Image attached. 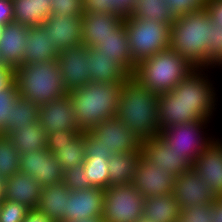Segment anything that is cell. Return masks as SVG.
Listing matches in <instances>:
<instances>
[{
  "instance_id": "obj_22",
  "label": "cell",
  "mask_w": 222,
  "mask_h": 222,
  "mask_svg": "<svg viewBox=\"0 0 222 222\" xmlns=\"http://www.w3.org/2000/svg\"><path fill=\"white\" fill-rule=\"evenodd\" d=\"M41 185L20 171L4 179L3 198L36 209L41 197Z\"/></svg>"
},
{
  "instance_id": "obj_23",
  "label": "cell",
  "mask_w": 222,
  "mask_h": 222,
  "mask_svg": "<svg viewBox=\"0 0 222 222\" xmlns=\"http://www.w3.org/2000/svg\"><path fill=\"white\" fill-rule=\"evenodd\" d=\"M100 54L112 58L118 62L130 75L136 69V63L132 60L129 39L123 21L110 36L102 40V44L95 47Z\"/></svg>"
},
{
  "instance_id": "obj_50",
  "label": "cell",
  "mask_w": 222,
  "mask_h": 222,
  "mask_svg": "<svg viewBox=\"0 0 222 222\" xmlns=\"http://www.w3.org/2000/svg\"><path fill=\"white\" fill-rule=\"evenodd\" d=\"M213 222H222V197H216L212 203Z\"/></svg>"
},
{
  "instance_id": "obj_10",
  "label": "cell",
  "mask_w": 222,
  "mask_h": 222,
  "mask_svg": "<svg viewBox=\"0 0 222 222\" xmlns=\"http://www.w3.org/2000/svg\"><path fill=\"white\" fill-rule=\"evenodd\" d=\"M86 133L97 146H103L112 155L120 152H142V141L134 131L128 130L127 125L117 116L97 123Z\"/></svg>"
},
{
  "instance_id": "obj_31",
  "label": "cell",
  "mask_w": 222,
  "mask_h": 222,
  "mask_svg": "<svg viewBox=\"0 0 222 222\" xmlns=\"http://www.w3.org/2000/svg\"><path fill=\"white\" fill-rule=\"evenodd\" d=\"M40 107L23 98H19L11 108L10 119L7 120L6 129L1 135H8L12 130L32 126L39 121Z\"/></svg>"
},
{
  "instance_id": "obj_30",
  "label": "cell",
  "mask_w": 222,
  "mask_h": 222,
  "mask_svg": "<svg viewBox=\"0 0 222 222\" xmlns=\"http://www.w3.org/2000/svg\"><path fill=\"white\" fill-rule=\"evenodd\" d=\"M7 136L19 155L46 148L47 134L39 121L23 129L12 130Z\"/></svg>"
},
{
  "instance_id": "obj_11",
  "label": "cell",
  "mask_w": 222,
  "mask_h": 222,
  "mask_svg": "<svg viewBox=\"0 0 222 222\" xmlns=\"http://www.w3.org/2000/svg\"><path fill=\"white\" fill-rule=\"evenodd\" d=\"M19 171L34 178L42 188L63 182L61 163L47 148L21 154Z\"/></svg>"
},
{
  "instance_id": "obj_5",
  "label": "cell",
  "mask_w": 222,
  "mask_h": 222,
  "mask_svg": "<svg viewBox=\"0 0 222 222\" xmlns=\"http://www.w3.org/2000/svg\"><path fill=\"white\" fill-rule=\"evenodd\" d=\"M14 82L19 96L39 107L68 94L57 60L20 65L14 69Z\"/></svg>"
},
{
  "instance_id": "obj_44",
  "label": "cell",
  "mask_w": 222,
  "mask_h": 222,
  "mask_svg": "<svg viewBox=\"0 0 222 222\" xmlns=\"http://www.w3.org/2000/svg\"><path fill=\"white\" fill-rule=\"evenodd\" d=\"M174 16L195 12L202 9L205 0H166Z\"/></svg>"
},
{
  "instance_id": "obj_2",
  "label": "cell",
  "mask_w": 222,
  "mask_h": 222,
  "mask_svg": "<svg viewBox=\"0 0 222 222\" xmlns=\"http://www.w3.org/2000/svg\"><path fill=\"white\" fill-rule=\"evenodd\" d=\"M117 117L141 141L158 137V94L130 75L121 88Z\"/></svg>"
},
{
  "instance_id": "obj_1",
  "label": "cell",
  "mask_w": 222,
  "mask_h": 222,
  "mask_svg": "<svg viewBox=\"0 0 222 222\" xmlns=\"http://www.w3.org/2000/svg\"><path fill=\"white\" fill-rule=\"evenodd\" d=\"M207 73L209 69L196 68L173 90L158 95L160 131L180 123L213 120L219 96Z\"/></svg>"
},
{
  "instance_id": "obj_33",
  "label": "cell",
  "mask_w": 222,
  "mask_h": 222,
  "mask_svg": "<svg viewBox=\"0 0 222 222\" xmlns=\"http://www.w3.org/2000/svg\"><path fill=\"white\" fill-rule=\"evenodd\" d=\"M52 154L61 163L63 171L82 165L86 158L85 132H81L70 144L56 147Z\"/></svg>"
},
{
  "instance_id": "obj_9",
  "label": "cell",
  "mask_w": 222,
  "mask_h": 222,
  "mask_svg": "<svg viewBox=\"0 0 222 222\" xmlns=\"http://www.w3.org/2000/svg\"><path fill=\"white\" fill-rule=\"evenodd\" d=\"M145 197L128 183L105 189L102 219L104 222H136L143 216Z\"/></svg>"
},
{
  "instance_id": "obj_19",
  "label": "cell",
  "mask_w": 222,
  "mask_h": 222,
  "mask_svg": "<svg viewBox=\"0 0 222 222\" xmlns=\"http://www.w3.org/2000/svg\"><path fill=\"white\" fill-rule=\"evenodd\" d=\"M217 197H222V140L219 136L204 149L192 164Z\"/></svg>"
},
{
  "instance_id": "obj_29",
  "label": "cell",
  "mask_w": 222,
  "mask_h": 222,
  "mask_svg": "<svg viewBox=\"0 0 222 222\" xmlns=\"http://www.w3.org/2000/svg\"><path fill=\"white\" fill-rule=\"evenodd\" d=\"M142 152H120L108 160L109 186L132 183Z\"/></svg>"
},
{
  "instance_id": "obj_46",
  "label": "cell",
  "mask_w": 222,
  "mask_h": 222,
  "mask_svg": "<svg viewBox=\"0 0 222 222\" xmlns=\"http://www.w3.org/2000/svg\"><path fill=\"white\" fill-rule=\"evenodd\" d=\"M86 157H111V152L103 146H97L96 142L85 132Z\"/></svg>"
},
{
  "instance_id": "obj_27",
  "label": "cell",
  "mask_w": 222,
  "mask_h": 222,
  "mask_svg": "<svg viewBox=\"0 0 222 222\" xmlns=\"http://www.w3.org/2000/svg\"><path fill=\"white\" fill-rule=\"evenodd\" d=\"M181 208L173 193L145 198L143 217L151 222H177Z\"/></svg>"
},
{
  "instance_id": "obj_41",
  "label": "cell",
  "mask_w": 222,
  "mask_h": 222,
  "mask_svg": "<svg viewBox=\"0 0 222 222\" xmlns=\"http://www.w3.org/2000/svg\"><path fill=\"white\" fill-rule=\"evenodd\" d=\"M83 164L64 171L63 183L69 190L80 191L92 185L87 181Z\"/></svg>"
},
{
  "instance_id": "obj_35",
  "label": "cell",
  "mask_w": 222,
  "mask_h": 222,
  "mask_svg": "<svg viewBox=\"0 0 222 222\" xmlns=\"http://www.w3.org/2000/svg\"><path fill=\"white\" fill-rule=\"evenodd\" d=\"M110 157H86L83 163L87 181L98 188L109 187L108 160Z\"/></svg>"
},
{
  "instance_id": "obj_49",
  "label": "cell",
  "mask_w": 222,
  "mask_h": 222,
  "mask_svg": "<svg viewBox=\"0 0 222 222\" xmlns=\"http://www.w3.org/2000/svg\"><path fill=\"white\" fill-rule=\"evenodd\" d=\"M23 222H53L44 212L36 209H30Z\"/></svg>"
},
{
  "instance_id": "obj_39",
  "label": "cell",
  "mask_w": 222,
  "mask_h": 222,
  "mask_svg": "<svg viewBox=\"0 0 222 222\" xmlns=\"http://www.w3.org/2000/svg\"><path fill=\"white\" fill-rule=\"evenodd\" d=\"M30 208L25 204L2 199L0 206V222H23Z\"/></svg>"
},
{
  "instance_id": "obj_4",
  "label": "cell",
  "mask_w": 222,
  "mask_h": 222,
  "mask_svg": "<svg viewBox=\"0 0 222 222\" xmlns=\"http://www.w3.org/2000/svg\"><path fill=\"white\" fill-rule=\"evenodd\" d=\"M122 86L123 83L90 82L68 92L82 132L93 129L103 120L117 116Z\"/></svg>"
},
{
  "instance_id": "obj_52",
  "label": "cell",
  "mask_w": 222,
  "mask_h": 222,
  "mask_svg": "<svg viewBox=\"0 0 222 222\" xmlns=\"http://www.w3.org/2000/svg\"><path fill=\"white\" fill-rule=\"evenodd\" d=\"M4 180L0 178V198H3Z\"/></svg>"
},
{
  "instance_id": "obj_54",
  "label": "cell",
  "mask_w": 222,
  "mask_h": 222,
  "mask_svg": "<svg viewBox=\"0 0 222 222\" xmlns=\"http://www.w3.org/2000/svg\"><path fill=\"white\" fill-rule=\"evenodd\" d=\"M3 30H4V25H0V37L2 36Z\"/></svg>"
},
{
  "instance_id": "obj_28",
  "label": "cell",
  "mask_w": 222,
  "mask_h": 222,
  "mask_svg": "<svg viewBox=\"0 0 222 222\" xmlns=\"http://www.w3.org/2000/svg\"><path fill=\"white\" fill-rule=\"evenodd\" d=\"M14 22L26 27L42 25L52 14L51 0H12Z\"/></svg>"
},
{
  "instance_id": "obj_34",
  "label": "cell",
  "mask_w": 222,
  "mask_h": 222,
  "mask_svg": "<svg viewBox=\"0 0 222 222\" xmlns=\"http://www.w3.org/2000/svg\"><path fill=\"white\" fill-rule=\"evenodd\" d=\"M136 0H82L84 12L118 14L126 18L132 14Z\"/></svg>"
},
{
  "instance_id": "obj_21",
  "label": "cell",
  "mask_w": 222,
  "mask_h": 222,
  "mask_svg": "<svg viewBox=\"0 0 222 222\" xmlns=\"http://www.w3.org/2000/svg\"><path fill=\"white\" fill-rule=\"evenodd\" d=\"M124 21L118 14L84 12L82 15V42L86 47H96Z\"/></svg>"
},
{
  "instance_id": "obj_48",
  "label": "cell",
  "mask_w": 222,
  "mask_h": 222,
  "mask_svg": "<svg viewBox=\"0 0 222 222\" xmlns=\"http://www.w3.org/2000/svg\"><path fill=\"white\" fill-rule=\"evenodd\" d=\"M14 83V69L0 64V91L9 88Z\"/></svg>"
},
{
  "instance_id": "obj_53",
  "label": "cell",
  "mask_w": 222,
  "mask_h": 222,
  "mask_svg": "<svg viewBox=\"0 0 222 222\" xmlns=\"http://www.w3.org/2000/svg\"><path fill=\"white\" fill-rule=\"evenodd\" d=\"M136 222H151V221L142 216Z\"/></svg>"
},
{
  "instance_id": "obj_43",
  "label": "cell",
  "mask_w": 222,
  "mask_h": 222,
  "mask_svg": "<svg viewBox=\"0 0 222 222\" xmlns=\"http://www.w3.org/2000/svg\"><path fill=\"white\" fill-rule=\"evenodd\" d=\"M82 131H55L47 134L46 148L53 152L56 147L70 144Z\"/></svg>"
},
{
  "instance_id": "obj_40",
  "label": "cell",
  "mask_w": 222,
  "mask_h": 222,
  "mask_svg": "<svg viewBox=\"0 0 222 222\" xmlns=\"http://www.w3.org/2000/svg\"><path fill=\"white\" fill-rule=\"evenodd\" d=\"M177 222H213L212 204L182 208Z\"/></svg>"
},
{
  "instance_id": "obj_32",
  "label": "cell",
  "mask_w": 222,
  "mask_h": 222,
  "mask_svg": "<svg viewBox=\"0 0 222 222\" xmlns=\"http://www.w3.org/2000/svg\"><path fill=\"white\" fill-rule=\"evenodd\" d=\"M130 16L161 23H172L175 19L166 0H136V6Z\"/></svg>"
},
{
  "instance_id": "obj_47",
  "label": "cell",
  "mask_w": 222,
  "mask_h": 222,
  "mask_svg": "<svg viewBox=\"0 0 222 222\" xmlns=\"http://www.w3.org/2000/svg\"><path fill=\"white\" fill-rule=\"evenodd\" d=\"M14 22V9L12 0H0V25Z\"/></svg>"
},
{
  "instance_id": "obj_13",
  "label": "cell",
  "mask_w": 222,
  "mask_h": 222,
  "mask_svg": "<svg viewBox=\"0 0 222 222\" xmlns=\"http://www.w3.org/2000/svg\"><path fill=\"white\" fill-rule=\"evenodd\" d=\"M57 61L67 92L81 88L91 82V74L87 64L88 47L80 44L60 51Z\"/></svg>"
},
{
  "instance_id": "obj_45",
  "label": "cell",
  "mask_w": 222,
  "mask_h": 222,
  "mask_svg": "<svg viewBox=\"0 0 222 222\" xmlns=\"http://www.w3.org/2000/svg\"><path fill=\"white\" fill-rule=\"evenodd\" d=\"M203 7L209 13L212 25H222V0H205Z\"/></svg>"
},
{
  "instance_id": "obj_51",
  "label": "cell",
  "mask_w": 222,
  "mask_h": 222,
  "mask_svg": "<svg viewBox=\"0 0 222 222\" xmlns=\"http://www.w3.org/2000/svg\"><path fill=\"white\" fill-rule=\"evenodd\" d=\"M76 222H104L102 218H97V219H85V220H81V221H76Z\"/></svg>"
},
{
  "instance_id": "obj_42",
  "label": "cell",
  "mask_w": 222,
  "mask_h": 222,
  "mask_svg": "<svg viewBox=\"0 0 222 222\" xmlns=\"http://www.w3.org/2000/svg\"><path fill=\"white\" fill-rule=\"evenodd\" d=\"M51 13L56 15L82 16V0H51Z\"/></svg>"
},
{
  "instance_id": "obj_17",
  "label": "cell",
  "mask_w": 222,
  "mask_h": 222,
  "mask_svg": "<svg viewBox=\"0 0 222 222\" xmlns=\"http://www.w3.org/2000/svg\"><path fill=\"white\" fill-rule=\"evenodd\" d=\"M42 26L54 42L58 52L64 51L82 42V16L51 14Z\"/></svg>"
},
{
  "instance_id": "obj_37",
  "label": "cell",
  "mask_w": 222,
  "mask_h": 222,
  "mask_svg": "<svg viewBox=\"0 0 222 222\" xmlns=\"http://www.w3.org/2000/svg\"><path fill=\"white\" fill-rule=\"evenodd\" d=\"M222 69V25H212L208 47V69ZM212 69V70H211Z\"/></svg>"
},
{
  "instance_id": "obj_3",
  "label": "cell",
  "mask_w": 222,
  "mask_h": 222,
  "mask_svg": "<svg viewBox=\"0 0 222 222\" xmlns=\"http://www.w3.org/2000/svg\"><path fill=\"white\" fill-rule=\"evenodd\" d=\"M212 24L203 7L175 16L171 23L169 48L185 58L194 68L208 69V47Z\"/></svg>"
},
{
  "instance_id": "obj_20",
  "label": "cell",
  "mask_w": 222,
  "mask_h": 222,
  "mask_svg": "<svg viewBox=\"0 0 222 222\" xmlns=\"http://www.w3.org/2000/svg\"><path fill=\"white\" fill-rule=\"evenodd\" d=\"M28 27L17 22L4 26L0 37V64L16 69L22 65Z\"/></svg>"
},
{
  "instance_id": "obj_25",
  "label": "cell",
  "mask_w": 222,
  "mask_h": 222,
  "mask_svg": "<svg viewBox=\"0 0 222 222\" xmlns=\"http://www.w3.org/2000/svg\"><path fill=\"white\" fill-rule=\"evenodd\" d=\"M88 70L91 82L124 83L130 74L112 58L100 54L95 47H88Z\"/></svg>"
},
{
  "instance_id": "obj_18",
  "label": "cell",
  "mask_w": 222,
  "mask_h": 222,
  "mask_svg": "<svg viewBox=\"0 0 222 222\" xmlns=\"http://www.w3.org/2000/svg\"><path fill=\"white\" fill-rule=\"evenodd\" d=\"M142 155L154 166L169 171L175 177L192 167L186 158L180 157L160 136L142 141Z\"/></svg>"
},
{
  "instance_id": "obj_8",
  "label": "cell",
  "mask_w": 222,
  "mask_h": 222,
  "mask_svg": "<svg viewBox=\"0 0 222 222\" xmlns=\"http://www.w3.org/2000/svg\"><path fill=\"white\" fill-rule=\"evenodd\" d=\"M211 120H199L180 123L160 131L161 139L167 143L180 157L186 158L191 164L198 155L216 139L207 131ZM208 129V130H205ZM208 134H207V133Z\"/></svg>"
},
{
  "instance_id": "obj_7",
  "label": "cell",
  "mask_w": 222,
  "mask_h": 222,
  "mask_svg": "<svg viewBox=\"0 0 222 222\" xmlns=\"http://www.w3.org/2000/svg\"><path fill=\"white\" fill-rule=\"evenodd\" d=\"M129 39L132 60L138 64L141 60L169 48L171 23L124 18Z\"/></svg>"
},
{
  "instance_id": "obj_24",
  "label": "cell",
  "mask_w": 222,
  "mask_h": 222,
  "mask_svg": "<svg viewBox=\"0 0 222 222\" xmlns=\"http://www.w3.org/2000/svg\"><path fill=\"white\" fill-rule=\"evenodd\" d=\"M59 52L42 26L28 27L22 64L57 60Z\"/></svg>"
},
{
  "instance_id": "obj_6",
  "label": "cell",
  "mask_w": 222,
  "mask_h": 222,
  "mask_svg": "<svg viewBox=\"0 0 222 222\" xmlns=\"http://www.w3.org/2000/svg\"><path fill=\"white\" fill-rule=\"evenodd\" d=\"M171 48L141 60L133 76L156 94L168 93L195 70Z\"/></svg>"
},
{
  "instance_id": "obj_15",
  "label": "cell",
  "mask_w": 222,
  "mask_h": 222,
  "mask_svg": "<svg viewBox=\"0 0 222 222\" xmlns=\"http://www.w3.org/2000/svg\"><path fill=\"white\" fill-rule=\"evenodd\" d=\"M105 189L96 186L72 191L66 206V222L102 218Z\"/></svg>"
},
{
  "instance_id": "obj_38",
  "label": "cell",
  "mask_w": 222,
  "mask_h": 222,
  "mask_svg": "<svg viewBox=\"0 0 222 222\" xmlns=\"http://www.w3.org/2000/svg\"><path fill=\"white\" fill-rule=\"evenodd\" d=\"M20 98L16 83L0 91V134L6 129L7 120L10 119L11 108Z\"/></svg>"
},
{
  "instance_id": "obj_36",
  "label": "cell",
  "mask_w": 222,
  "mask_h": 222,
  "mask_svg": "<svg viewBox=\"0 0 222 222\" xmlns=\"http://www.w3.org/2000/svg\"><path fill=\"white\" fill-rule=\"evenodd\" d=\"M20 155L7 135L0 134V178L3 180L19 171Z\"/></svg>"
},
{
  "instance_id": "obj_26",
  "label": "cell",
  "mask_w": 222,
  "mask_h": 222,
  "mask_svg": "<svg viewBox=\"0 0 222 222\" xmlns=\"http://www.w3.org/2000/svg\"><path fill=\"white\" fill-rule=\"evenodd\" d=\"M70 190L63 182L43 187L37 209L53 222H66V206Z\"/></svg>"
},
{
  "instance_id": "obj_12",
  "label": "cell",
  "mask_w": 222,
  "mask_h": 222,
  "mask_svg": "<svg viewBox=\"0 0 222 222\" xmlns=\"http://www.w3.org/2000/svg\"><path fill=\"white\" fill-rule=\"evenodd\" d=\"M175 176L161 167H156L142 154L136 169L132 185L145 198L173 193Z\"/></svg>"
},
{
  "instance_id": "obj_14",
  "label": "cell",
  "mask_w": 222,
  "mask_h": 222,
  "mask_svg": "<svg viewBox=\"0 0 222 222\" xmlns=\"http://www.w3.org/2000/svg\"><path fill=\"white\" fill-rule=\"evenodd\" d=\"M173 195L181 209L212 204L217 197L193 167L175 178Z\"/></svg>"
},
{
  "instance_id": "obj_16",
  "label": "cell",
  "mask_w": 222,
  "mask_h": 222,
  "mask_svg": "<svg viewBox=\"0 0 222 222\" xmlns=\"http://www.w3.org/2000/svg\"><path fill=\"white\" fill-rule=\"evenodd\" d=\"M39 123L46 134L55 131H81L75 117L74 105L68 94L41 106Z\"/></svg>"
}]
</instances>
